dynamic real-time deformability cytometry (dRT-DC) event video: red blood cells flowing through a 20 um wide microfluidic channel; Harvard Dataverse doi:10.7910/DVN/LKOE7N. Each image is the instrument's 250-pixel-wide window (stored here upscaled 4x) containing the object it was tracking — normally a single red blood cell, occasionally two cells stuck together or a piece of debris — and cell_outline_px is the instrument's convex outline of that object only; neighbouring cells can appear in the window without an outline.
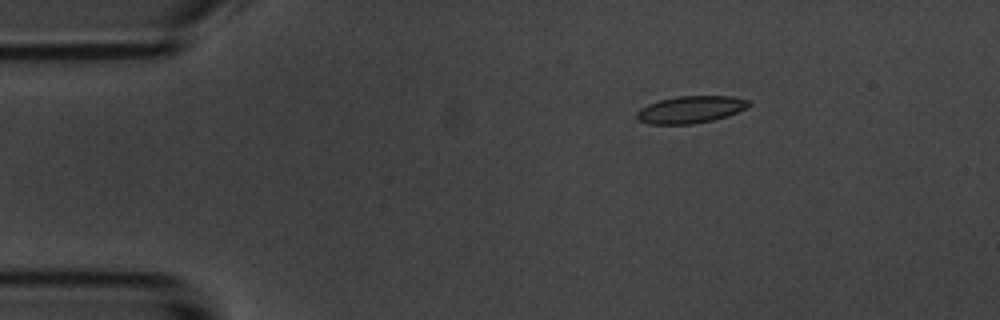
{"species": "common noctule bat (a hibernating species)", "species_latin": "Nyctalus noctula", "temperature_condition": "room temperature", "stored_images_in_passage": 4, "camera_frame_rate_fps": 3000, "um_per_image_px": 0.085, "animal": {"sex": "male", "body_mass_g": 20.1, "forearm_length_mm": 53.5}, "frame": {"image": 1, "passage_image": 2, "time_ms": 2.0, "image_size_px": [1000, 320], "cell_outline_px": [[752, 104], [728, 116], [712, 120], [692, 124], [648, 124], [640, 120], [636, 116], [636, 112], [640, 108], [648, 104], [660, 100], [676, 96], [732, 96], [748, 100]], "centroid_in_image_um": [58.68, 9.31], "position_along_channel_um": 26.3, "area_um2": 17.63}}